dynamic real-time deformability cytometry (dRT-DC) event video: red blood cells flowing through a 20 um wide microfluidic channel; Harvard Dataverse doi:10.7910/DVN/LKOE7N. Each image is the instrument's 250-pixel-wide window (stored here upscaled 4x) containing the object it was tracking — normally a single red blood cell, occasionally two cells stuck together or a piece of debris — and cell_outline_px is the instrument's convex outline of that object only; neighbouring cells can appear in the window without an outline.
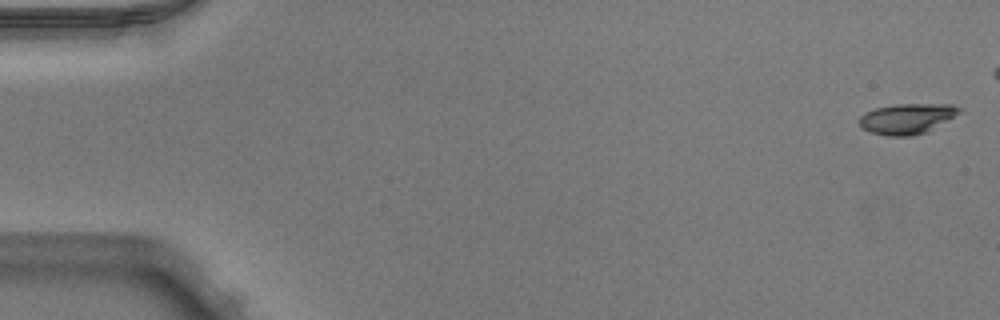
{"species": "Egyptian fruit bat (a non-hibernating species)", "species_latin": "Rousettus aegyptiacus", "temperature_condition": "warm", "stored_images_in_passage": 45, "camera_frame_rate_fps": 3000, "um_per_image_px": 0.085, "animal": {"sex": "male"}, "frame": {"image": 1, "passage_image": 1, "time_ms": 0.0, "image_size_px": [1000, 320], "cell_outline_px": [[964, 112], [928, 132], [912, 136], [888, 136], [872, 132], [864, 128], [856, 120], [864, 112], [876, 108], [896, 104], [952, 104], [964, 108]], "centroid_in_image_um": [77.18, 10.08], "position_along_channel_um": 7.8, "area_um2": 18.15}}
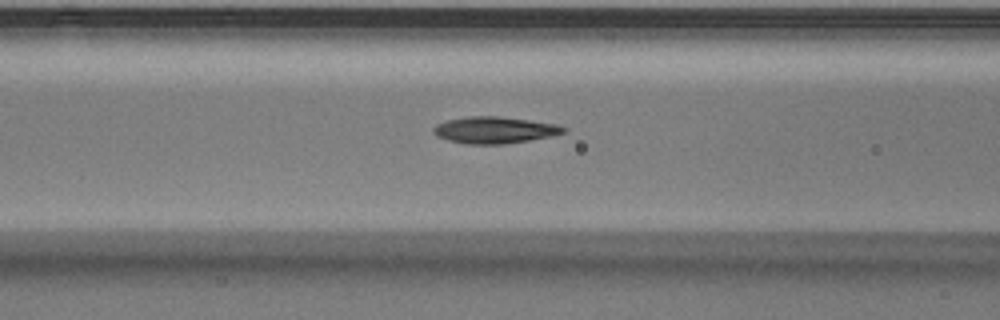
{"frame": {"image": 2, "passage_image": 21, "time_ms": 6.667, "image_size_px": [1000, 320], "cell_outline_px": [[568, 128], [564, 132], [552, 136], [504, 144], [468, 144], [448, 140], [436, 136], [432, 132], [432, 128], [436, 124], [448, 120], [472, 116], [500, 116], [560, 124]], "centroid_in_image_um": [42.06, 11.05], "position_along_channel_um": 124.5, "area_um2": 20.29}}
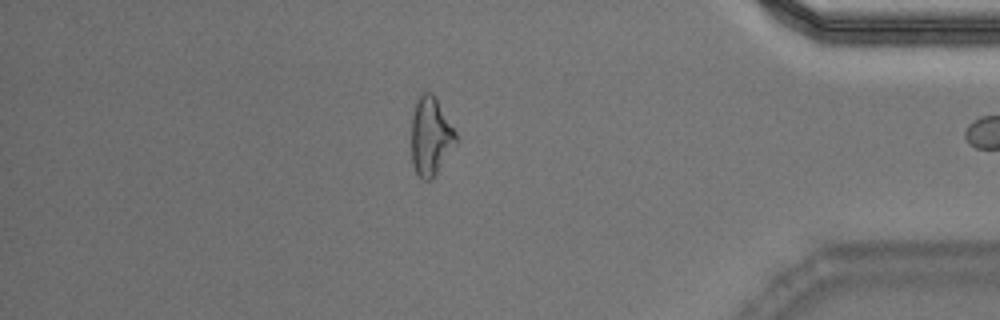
{"frame": {"image": 3, "passage_image": 44, "time_ms": 14.333, "image_size_px": [1000, 320], "cell_outline_px": [[456, 144], [432, 180], [424, 180], [416, 172], [412, 164], [412, 116], [416, 100], [424, 92], [432, 92], [456, 132]], "centroid_in_image_um": [36.6, 11.6], "position_along_channel_um": 398.6, "area_um2": 20.11}}